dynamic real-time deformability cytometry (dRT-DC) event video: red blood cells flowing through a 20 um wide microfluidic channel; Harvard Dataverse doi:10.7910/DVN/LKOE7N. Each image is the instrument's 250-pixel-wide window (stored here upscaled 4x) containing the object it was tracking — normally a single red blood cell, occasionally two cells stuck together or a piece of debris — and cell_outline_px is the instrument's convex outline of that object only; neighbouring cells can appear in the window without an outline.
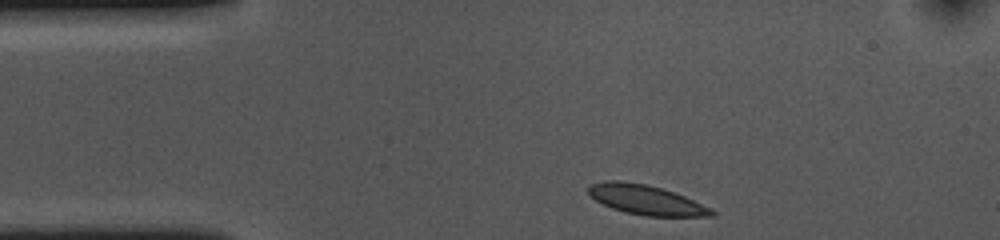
{"species": "common noctule bat (a hibernating species)", "species_latin": "Nyctalus noctula", "temperature_condition": "cold", "stored_images_in_passage": 35, "camera_frame_rate_fps": 3000, "um_per_image_px": 0.085, "animal": {"sex": "female", "body_mass_g": 10.0, "forearm_length_mm": 53.1}, "frame": {"image": 1, "passage_image": 1, "time_ms": 0.0, "image_size_px": [1000, 240], "cell_outline_px": [[716, 216], [644, 216], [624, 212], [612, 208], [588, 196], [588, 188], [592, 184], [604, 180], [620, 180], [648, 184], [684, 196], [712, 208], [716, 212]], "centroid_in_image_um": [54.91, 16.98], "position_along_channel_um": 30.1, "area_um2": 21.39}}
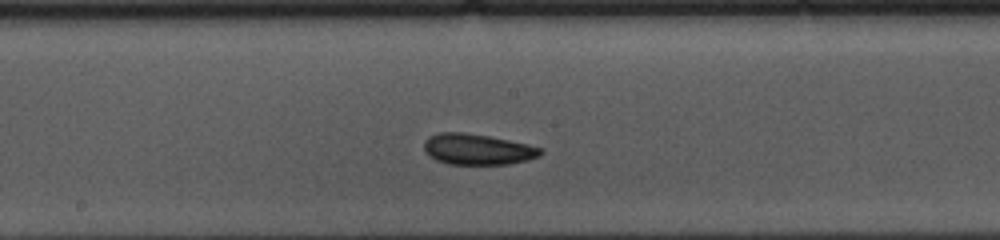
{"frame": {"image": 2, "passage_image": 19, "time_ms": 6.0, "image_size_px": [1000, 240], "cell_outline_px": [[544, 152], [540, 156], [528, 160], [508, 164], [448, 164], [436, 160], [424, 152], [424, 140], [428, 136], [440, 132], [460, 132], [488, 136], [528, 144], [540, 148]], "centroid_in_image_um": [40.57, 12.69], "position_along_channel_um": 207.6, "area_um2": 20.98}}
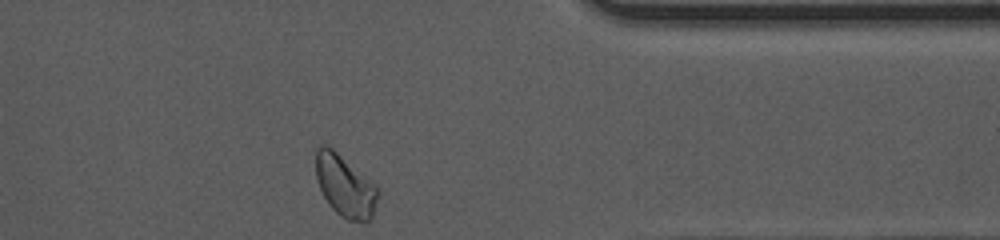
{"frame": {"image": 3, "passage_image": 35, "time_ms": 11.333, "image_size_px": [1000, 240], "cell_outline_px": [[380, 192], [372, 216], [368, 220], [348, 220], [340, 216], [328, 204], [320, 188], [316, 176], [316, 148], [320, 144], [324, 144], [332, 148], [376, 184]], "centroid_in_image_um": [29.33, 15.78], "position_along_channel_um": 382.1, "area_um2": 22.25}, "authors_computed_cell_mechanics": {"area_um2": 21.0392, "velocity_mm_per_s": 3.5916, "shape_relaxation_time_tau1_ms": 2.317, "shape_relaxation_time_tau2_ms": 3.6261, "deformation_change_tau1": 0.0647, "deformation_change_tau2": 0.0658}}